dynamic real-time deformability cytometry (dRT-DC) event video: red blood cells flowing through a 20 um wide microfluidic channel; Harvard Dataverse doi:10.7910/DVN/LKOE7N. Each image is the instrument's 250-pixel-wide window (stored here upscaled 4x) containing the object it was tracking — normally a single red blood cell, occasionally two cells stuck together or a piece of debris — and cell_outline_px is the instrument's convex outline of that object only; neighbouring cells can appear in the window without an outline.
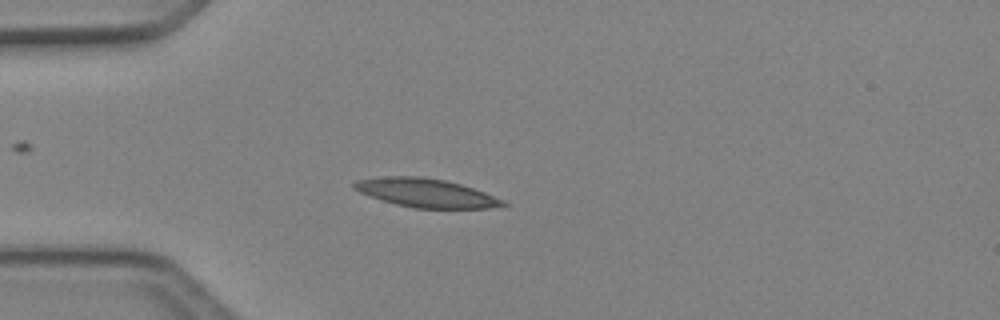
{"species": "Egyptian fruit bat (a non-hibernating species)", "species_latin": "Rousettus aegyptiacus", "temperature_condition": "cold", "stored_images_in_passage": 6, "camera_frame_rate_fps": 3000, "um_per_image_px": 0.085, "animal": {"sex": "female"}, "frame": {"image": 1, "passage_image": 4, "time_ms": 1.0, "image_size_px": [1000, 320], "cell_outline_px": [[508, 204], [504, 208], [416, 208], [396, 204], [380, 200], [360, 192], [352, 188], [352, 184], [356, 180], [380, 176], [420, 176], [444, 180], [460, 184], [484, 192], [504, 200]], "centroid_in_image_um": [36.21, 16.4], "position_along_channel_um": 48.8, "area_um2": 24.97}}
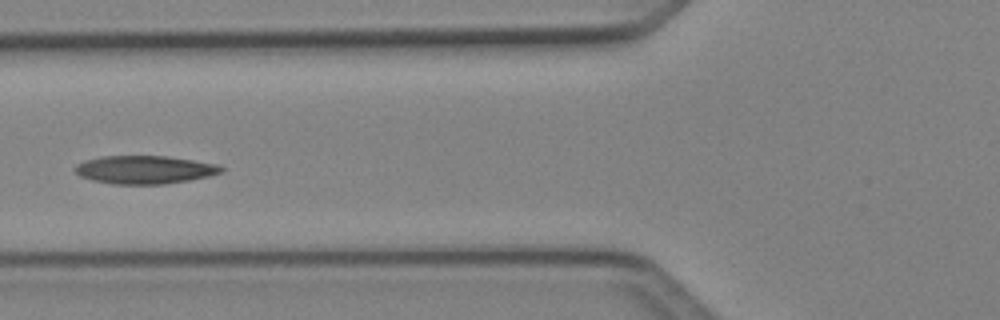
{"frame": {"image": 2, "passage_image": 6, "time_ms": 1.667, "image_size_px": [1000, 320], "cell_outline_px": [[224, 172], [208, 176], [188, 180], [164, 184], [112, 184], [92, 180], [80, 176], [72, 168], [76, 164], [84, 160], [100, 156], [168, 156], [220, 164], [224, 168]], "centroid_in_image_um": [12.29, 14.41], "position_along_channel_um": 113.5, "area_um2": 24.22}}